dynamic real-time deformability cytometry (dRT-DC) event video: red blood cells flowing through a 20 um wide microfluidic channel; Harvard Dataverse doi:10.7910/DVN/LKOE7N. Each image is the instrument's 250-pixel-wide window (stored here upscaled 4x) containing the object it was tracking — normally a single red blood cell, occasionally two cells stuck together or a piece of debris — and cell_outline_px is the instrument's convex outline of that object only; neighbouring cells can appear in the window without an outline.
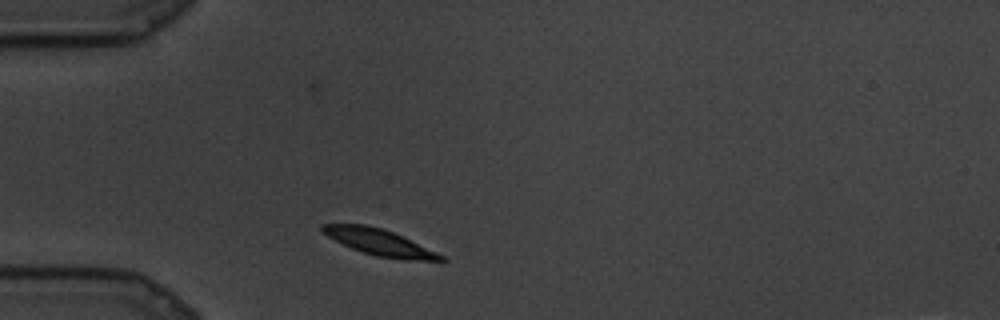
{"species": "common noctule bat (a hibernating species)", "species_latin": "Nyctalus noctula", "temperature_condition": "cold", "stored_images_in_passage": 65, "camera_frame_rate_fps": 3000, "um_per_image_px": 0.085, "animal": {"sex": "male", "body_mass_g": 19.5, "forearm_length_mm": 54.6}, "frame": {"image": 1, "passage_image": 1, "time_ms": 0.0, "image_size_px": [1000, 320], "cell_outline_px": [[448, 260], [404, 260], [376, 256], [352, 248], [320, 232], [320, 224], [364, 224], [380, 228], [392, 232], [436, 252], [444, 256]], "centroid_in_image_um": [32.2, 20.59], "position_along_channel_um": 52.8, "area_um2": 17.69}}
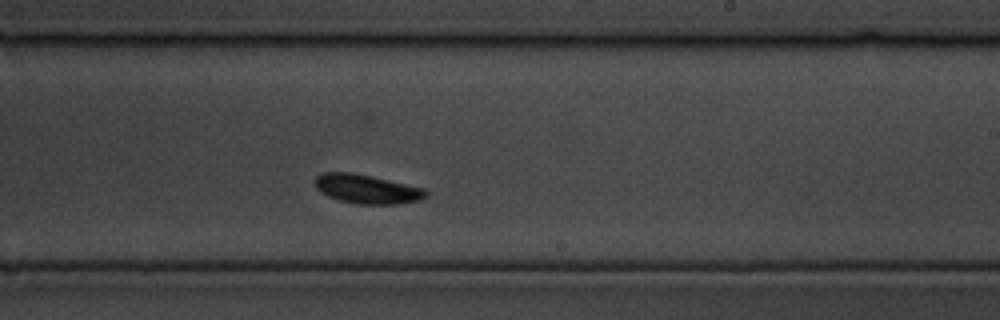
{"frame": {"image": 2, "passage_image": 30, "time_ms": 9.667, "image_size_px": [1000, 320], "cell_outline_px": [[428, 196], [420, 200], [400, 204], [360, 204], [340, 200], [328, 196], [320, 192], [316, 188], [316, 176], [324, 172], [352, 172], [424, 188], [428, 192]], "centroid_in_image_um": [31.2, 16.07], "position_along_channel_um": 257.8, "area_um2": 18.67}}
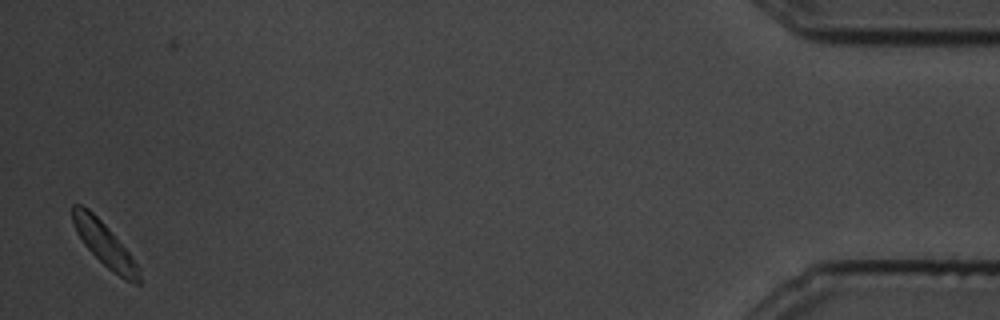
{"frame": {"image": 3, "passage_image": 63, "time_ms": 20.667, "image_size_px": [1000, 320], "cell_outline_px": [[140, 284], [136, 284], [120, 276], [108, 268], [84, 244], [76, 232], [72, 220], [72, 204], [80, 204], [88, 208], [112, 232], [128, 252], [140, 268]], "centroid_in_image_um": [8.87, 20.74], "position_along_channel_um": 426.3, "area_um2": 16.47}}